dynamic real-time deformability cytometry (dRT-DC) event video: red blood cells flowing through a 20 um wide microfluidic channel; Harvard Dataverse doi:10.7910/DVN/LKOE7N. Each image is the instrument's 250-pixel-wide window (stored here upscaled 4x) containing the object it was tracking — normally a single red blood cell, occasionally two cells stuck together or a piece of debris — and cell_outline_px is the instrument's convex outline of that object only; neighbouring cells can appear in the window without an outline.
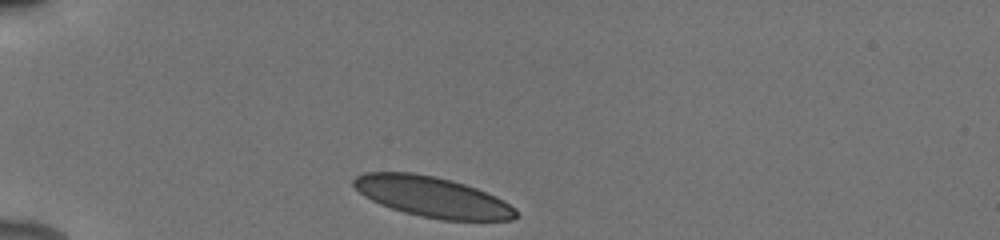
{"species": "human", "species_latin": "Homo sapiens", "temperature_condition": "cold", "stored_images_in_passage": 32, "camera_frame_rate_fps": 3000, "um_per_image_px": 0.085, "donor": {"sex": "male"}, "frame": {"image": 1, "passage_image": 1, "time_ms": 0.0, "image_size_px": [1000, 240], "cell_outline_px": [[520, 216], [512, 220], [440, 220], [420, 216], [404, 212], [380, 204], [364, 196], [352, 184], [352, 180], [356, 176], [364, 172], [412, 172], [436, 176], [452, 180], [476, 188], [516, 208]], "centroid_in_image_um": [36.73, 16.73], "position_along_channel_um": 48.3, "area_um2": 38.09}}
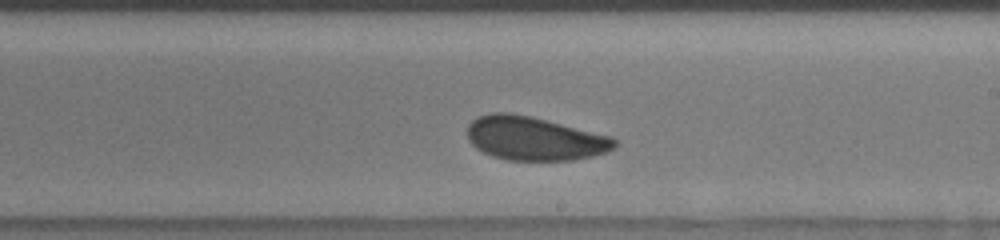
{"frame": {"image": 2, "passage_image": 19, "time_ms": 6.0, "image_size_px": [1000, 240], "cell_outline_px": [[616, 144], [608, 152], [592, 156], [572, 160], [508, 160], [492, 156], [476, 148], [468, 140], [468, 124], [476, 116], [492, 112], [512, 112], [532, 116], [612, 136], [616, 140]], "centroid_in_image_um": [45.41, 11.75], "position_along_channel_um": 243.6, "area_um2": 37.74}}
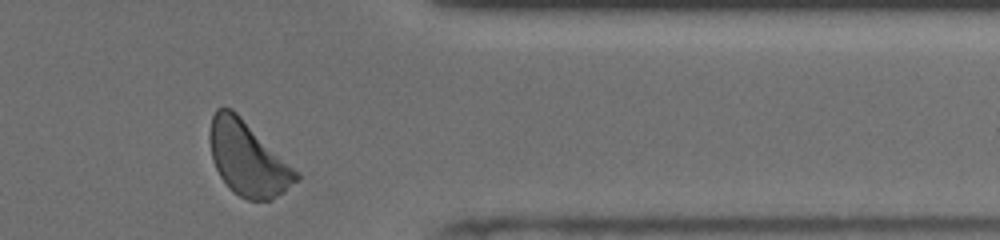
{"frame": {"image": 3, "passage_image": 31, "time_ms": 10.0, "image_size_px": [1000, 240], "cell_outline_px": [[300, 180], [284, 192], [272, 200], [248, 200], [232, 192], [228, 188], [220, 176], [212, 160], [208, 140], [208, 132], [212, 116], [216, 108], [232, 108], [300, 172]], "centroid_in_image_um": [21.07, 13.49], "position_along_channel_um": 390.3, "area_um2": 37.8}, "authors_computed_cell_mechanics": {"area_um2": 37.7434, "velocity_mm_per_s": 3.8546, "shape_relaxation_time_tau1_ms": 3.7277, "shape_relaxation_time_tau2_ms": 2.0121, "deformation_change_tau1": 0.0782, "deformation_change_tau2": 0.0605}}